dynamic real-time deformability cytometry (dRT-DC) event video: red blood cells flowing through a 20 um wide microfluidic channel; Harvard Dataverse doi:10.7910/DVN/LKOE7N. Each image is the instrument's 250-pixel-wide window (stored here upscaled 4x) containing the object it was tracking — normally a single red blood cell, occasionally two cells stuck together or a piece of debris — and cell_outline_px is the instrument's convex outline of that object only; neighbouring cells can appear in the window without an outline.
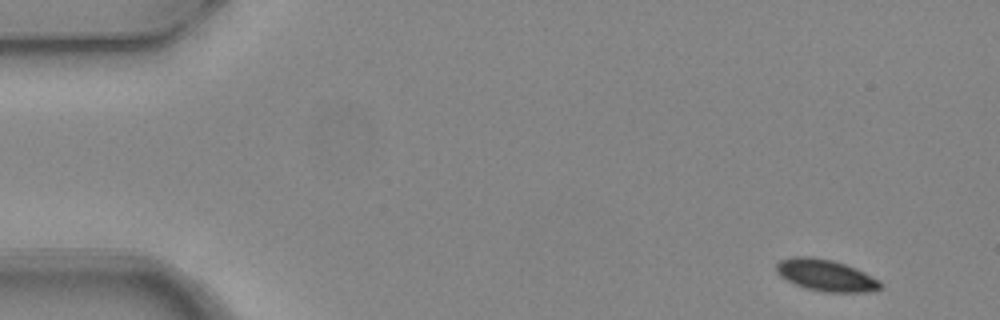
{"species": "common noctule bat (a hibernating species)", "species_latin": "Nyctalus noctula", "temperature_condition": "warm", "stored_images_in_passage": 5, "camera_frame_rate_fps": 3000, "um_per_image_px": 0.085, "animal": {"sex": "female", "body_mass_g": 24.6, "forearm_length_mm": 56.2}, "frame": {"image": 1, "passage_image": 1, "time_ms": 0.0, "image_size_px": [1000, 320], "cell_outline_px": [[884, 284], [880, 288], [872, 292], [824, 292], [808, 288], [796, 284], [780, 276], [776, 272], [776, 264], [780, 260], [792, 256], [812, 256], [832, 260], [844, 264], [864, 272], [880, 280]], "centroid_in_image_um": [70.21, 23.39], "position_along_channel_um": 14.8, "area_um2": 19.19}}
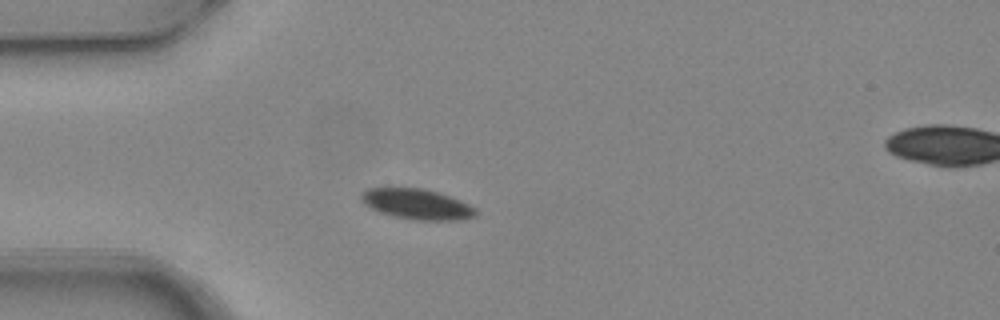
{"frame": {"image": 2, "passage_image": 4, "time_ms": 1.0, "image_size_px": [1000, 320], "cell_outline_px": [[476, 216], [460, 220], [416, 220], [396, 216], [380, 212], [364, 204], [360, 200], [360, 192], [368, 188], [424, 188], [440, 192], [460, 200], [476, 208]], "centroid_in_image_um": [35.44, 17.34], "position_along_channel_um": 49.6, "area_um2": 20.35}}